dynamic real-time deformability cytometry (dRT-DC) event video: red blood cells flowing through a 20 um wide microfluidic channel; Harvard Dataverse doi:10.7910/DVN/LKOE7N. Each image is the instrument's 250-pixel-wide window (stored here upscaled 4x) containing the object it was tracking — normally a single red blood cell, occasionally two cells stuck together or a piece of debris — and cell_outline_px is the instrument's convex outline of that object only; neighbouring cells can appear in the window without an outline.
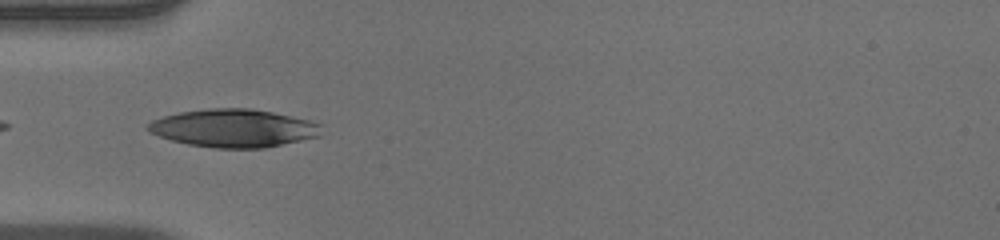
{"species": "human", "species_latin": "Homo sapiens", "temperature_condition": "warm", "stored_images_in_passage": 11, "camera_frame_rate_fps": 3000, "um_per_image_px": 0.085, "donor": {"sex": "male"}, "frame": {"image": 1, "passage_image": 1, "time_ms": 0.0, "image_size_px": [1000, 240], "cell_outline_px": [[324, 124], [320, 136], [264, 148], [216, 148], [188, 144], [172, 140], [160, 136], [144, 128], [152, 120], [164, 116], [180, 112], [208, 108], [252, 108], [272, 112], [308, 120]], "centroid_in_image_um": [19.89, 10.89], "position_along_channel_um": 65.1, "area_um2": 38.38}}
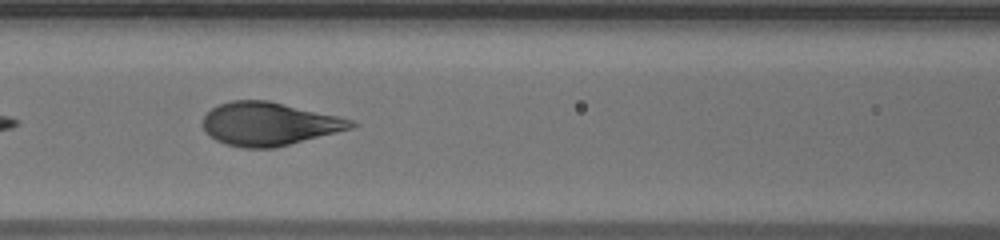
{"frame": {"image": 2, "passage_image": 7, "time_ms": 2.0, "image_size_px": [1000, 240], "cell_outline_px": [[360, 124], [352, 128], [272, 148], [244, 148], [224, 144], [216, 140], [204, 132], [204, 116], [212, 108], [220, 104], [232, 100], [268, 100], [340, 116], [352, 120]], "centroid_in_image_um": [22.86, 10.52], "position_along_channel_um": 143.7, "area_um2": 37.17}}